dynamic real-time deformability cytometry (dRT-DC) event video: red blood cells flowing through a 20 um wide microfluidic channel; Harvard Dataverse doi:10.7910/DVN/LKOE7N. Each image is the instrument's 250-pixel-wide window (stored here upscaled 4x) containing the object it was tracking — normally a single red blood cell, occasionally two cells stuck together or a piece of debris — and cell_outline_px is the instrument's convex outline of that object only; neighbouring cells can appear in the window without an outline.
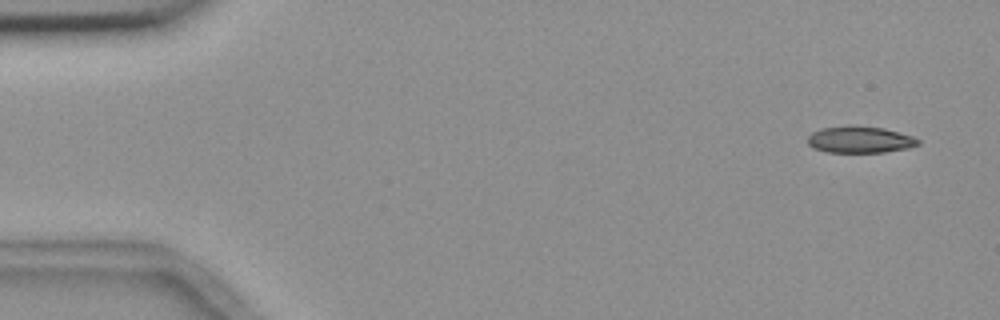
{"species": "common noctule bat (a hibernating species)", "species_latin": "Nyctalus noctula", "temperature_condition": "room temperature", "stored_images_in_passage": 3, "camera_frame_rate_fps": 3000, "um_per_image_px": 0.085, "animal": {"sex": "female", "body_mass_g": 18.4}, "frame": {"image": 1, "passage_image": 1, "time_ms": 0.0, "image_size_px": [1000, 320], "cell_outline_px": [[920, 144], [908, 148], [884, 152], [828, 152], [812, 148], [808, 144], [808, 136], [812, 132], [820, 128], [848, 124], [852, 124], [884, 128], [912, 136], [920, 140]], "centroid_in_image_um": [73.06, 11.85], "position_along_channel_um": 11.9, "area_um2": 17.46}}